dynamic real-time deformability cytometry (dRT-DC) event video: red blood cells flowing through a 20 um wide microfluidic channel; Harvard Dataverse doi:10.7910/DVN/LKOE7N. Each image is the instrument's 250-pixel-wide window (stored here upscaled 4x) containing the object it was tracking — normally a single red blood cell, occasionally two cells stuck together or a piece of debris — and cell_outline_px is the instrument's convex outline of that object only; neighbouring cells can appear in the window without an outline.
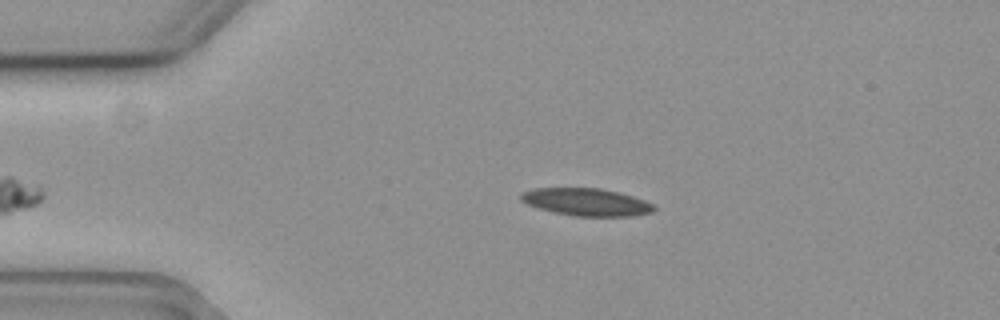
{"species": "common noctule bat (a hibernating species)", "species_latin": "Nyctalus noctula", "temperature_condition": "cold", "stored_images_in_passage": 41, "camera_frame_rate_fps": 3000, "um_per_image_px": 0.085, "animal": {"sex": "female", "body_mass_g": 19.3, "forearm_length_mm": 54.1}, "frame": {"image": 1, "passage_image": 2, "time_ms": 0.333, "image_size_px": [1000, 320], "cell_outline_px": [[656, 208], [652, 212], [632, 216], [576, 216], [556, 212], [540, 208], [528, 204], [520, 200], [520, 196], [524, 192], [536, 188], [600, 188], [632, 196], [644, 200], [652, 204]], "centroid_in_image_um": [49.86, 17.17], "position_along_channel_um": 35.1, "area_um2": 20.92}}
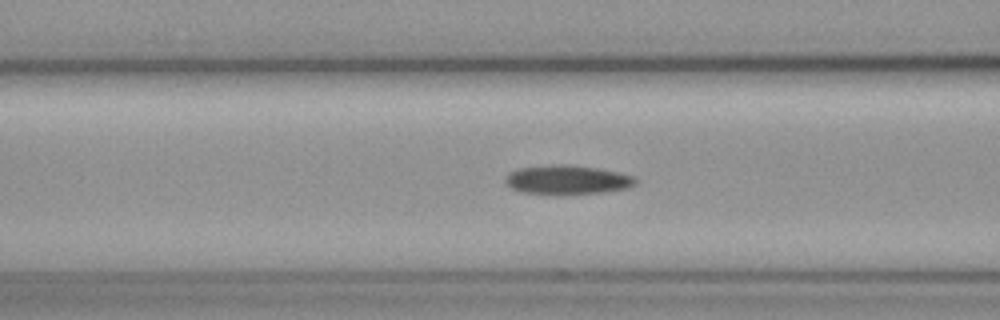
{"frame": {"image": 2, "passage_image": 12, "time_ms": 3.667, "image_size_px": [1000, 320], "cell_outline_px": [[636, 184], [628, 188], [600, 192], [520, 192], [512, 188], [504, 180], [508, 172], [520, 168], [556, 164], [572, 164], [596, 168], [616, 172], [632, 176], [636, 180]], "centroid_in_image_um": [48.2, 15.24], "position_along_channel_um": 118.4, "area_um2": 21.21}}
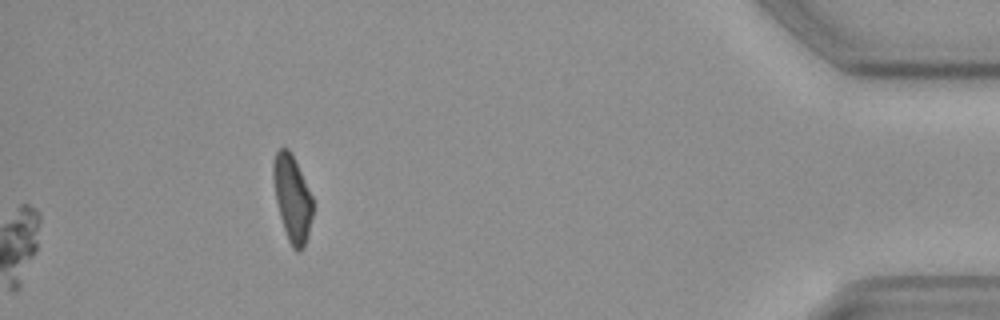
{"frame": {"image": 3, "passage_image": 41, "time_ms": 13.333, "image_size_px": [1000, 320], "cell_outline_px": [[312, 216], [304, 248], [300, 252], [296, 252], [292, 248], [288, 240], [280, 216], [276, 200], [272, 176], [272, 164], [276, 152], [280, 148], [288, 148], [312, 196]], "centroid_in_image_um": [24.82, 16.89], "position_along_channel_um": 410.4, "area_um2": 19.54}}